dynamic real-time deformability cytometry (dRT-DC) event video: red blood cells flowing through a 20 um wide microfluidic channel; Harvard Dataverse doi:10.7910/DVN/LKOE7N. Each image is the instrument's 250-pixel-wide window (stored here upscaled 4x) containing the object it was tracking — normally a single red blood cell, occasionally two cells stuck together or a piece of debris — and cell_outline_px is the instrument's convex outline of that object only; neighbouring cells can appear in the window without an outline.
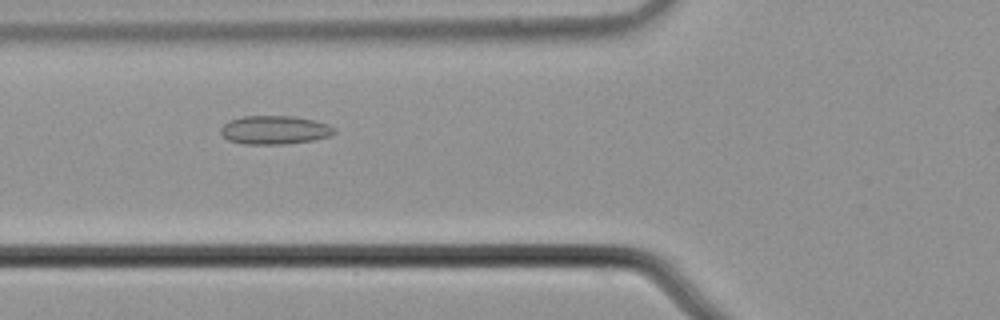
{"species": "common noctule bat (a hibernating species)", "species_latin": "Nyctalus noctula", "temperature_condition": "cold", "stored_images_in_passage": 50, "camera_frame_rate_fps": 3000, "um_per_image_px": 0.085, "animal": {"sex": "male", "body_mass_g": 21.5, "forearm_length_mm": 52.0}, "frame": {"image": 1, "passage_image": 19, "time_ms": 6.0, "image_size_px": [1000, 320], "cell_outline_px": [[336, 132], [328, 136], [312, 140], [284, 144], [244, 144], [228, 140], [220, 132], [220, 128], [228, 120], [244, 116], [292, 116], [312, 120], [328, 124], [336, 128]], "centroid_in_image_um": [23.32, 11.04], "position_along_channel_um": 102.5, "area_um2": 18.84}}
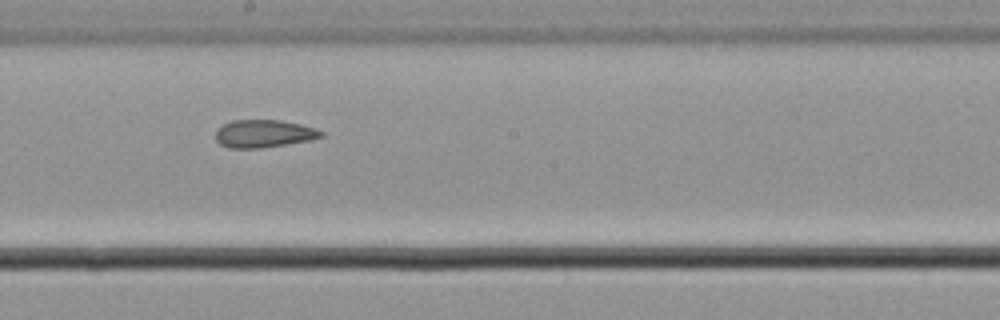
{"frame": {"image": 2, "passage_image": 29, "time_ms": 9.333, "image_size_px": [1000, 320], "cell_outline_px": [[324, 136], [312, 140], [260, 148], [228, 148], [220, 144], [216, 140], [216, 128], [232, 120], [280, 120], [300, 124], [324, 132]], "centroid_in_image_um": [22.4, 11.36], "position_along_channel_um": 225.8, "area_um2": 17.05}}
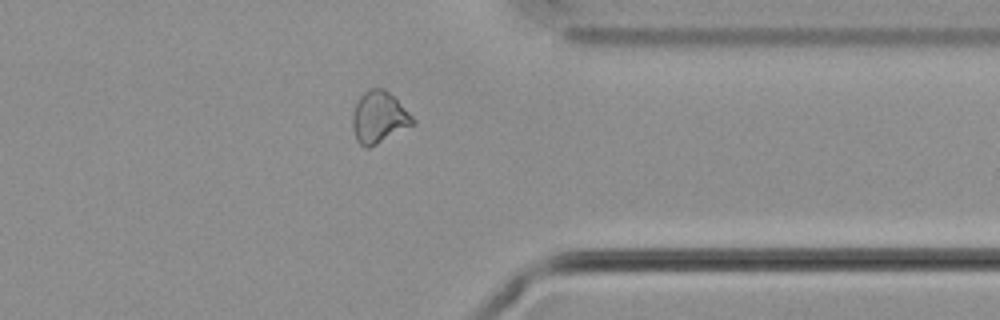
{"frame": {"image": 3, "passage_image": 42, "time_ms": 13.667, "image_size_px": [1000, 320], "cell_outline_px": [[416, 124], [368, 148], [364, 148], [356, 140], [352, 128], [352, 116], [356, 104], [360, 96], [368, 88], [384, 88], [416, 120]], "centroid_in_image_um": [32.2, 9.99], "position_along_channel_um": 379.2, "area_um2": 18.03}, "authors_computed_cell_mechanics": {"area_um2": 18.5538, "velocity_mm_per_s": 3.7007, "shape_relaxation_time_tau1_ms": null, "shape_relaxation_time_tau2_ms": 3.1265, "deformation_change_tau1": null, "deformation_change_tau2": 0.0958}}